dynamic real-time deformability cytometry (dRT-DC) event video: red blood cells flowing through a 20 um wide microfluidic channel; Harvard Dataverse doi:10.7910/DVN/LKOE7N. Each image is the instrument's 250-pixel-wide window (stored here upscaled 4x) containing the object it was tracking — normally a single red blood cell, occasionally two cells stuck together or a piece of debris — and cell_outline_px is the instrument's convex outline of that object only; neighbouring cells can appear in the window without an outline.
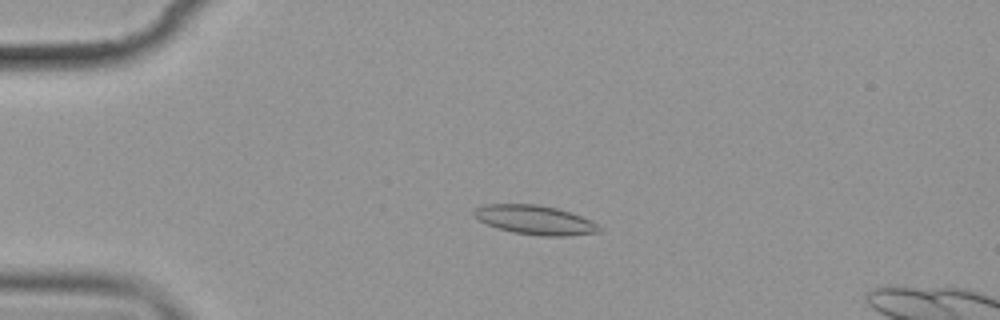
{"species": "common noctule bat (a hibernating species)", "species_latin": "Nyctalus noctula", "temperature_condition": "cold", "stored_images_in_passage": 13, "camera_frame_rate_fps": 3000, "um_per_image_px": 0.085, "animal": {"sex": "female", "body_mass_g": 19.9}, "frame": {"image": 1, "passage_image": 3, "time_ms": 2.333, "image_size_px": [1000, 320], "cell_outline_px": [[600, 232], [568, 236], [540, 236], [512, 232], [496, 228], [480, 220], [472, 212], [476, 208], [484, 204], [536, 204], [556, 208], [572, 212], [596, 224], [600, 228]], "centroid_in_image_um": [45.46, 18.7], "position_along_channel_um": 39.5, "area_um2": 21.15}}
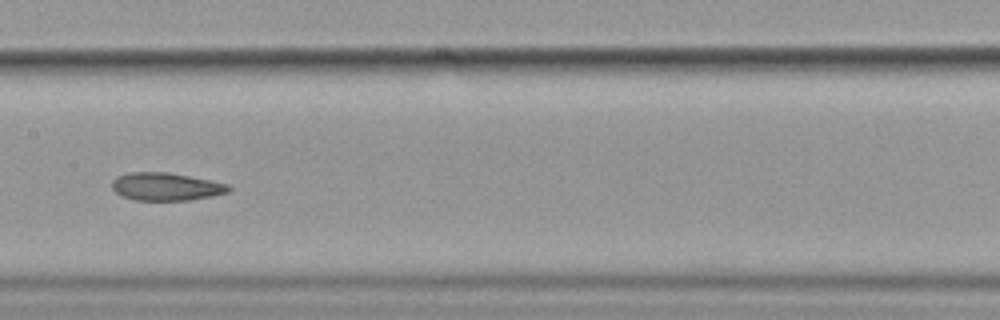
{"frame": {"image": 2, "passage_image": 7, "time_ms": 7.667, "image_size_px": [1000, 320], "cell_outline_px": [[232, 188], [228, 192], [212, 196], [188, 200], [136, 200], [120, 196], [112, 188], [112, 180], [116, 176], [128, 172], [168, 172], [228, 184]], "centroid_in_image_um": [14.07, 15.86], "position_along_channel_um": 193.3, "area_um2": 18.9}}
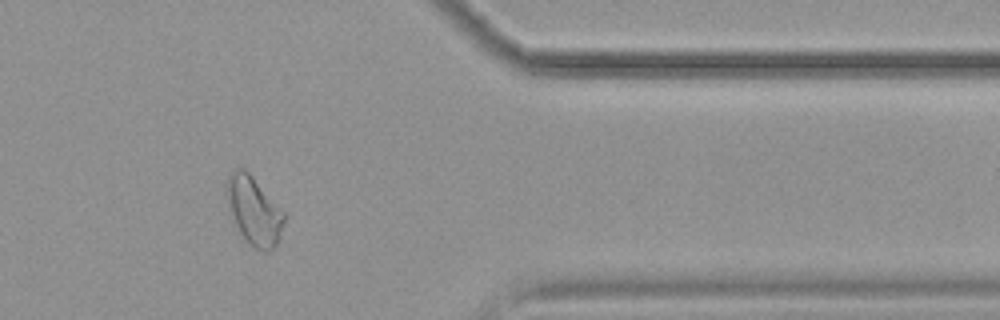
{"frame": {"image": 3, "passage_image": 12, "time_ms": 13.667, "image_size_px": [1000, 320], "cell_outline_px": [[284, 220], [280, 236], [276, 244], [268, 252], [256, 248], [248, 244], [240, 232], [236, 224], [228, 200], [228, 176], [232, 168], [244, 168], [252, 176], [284, 212]], "centroid_in_image_um": [21.61, 17.91], "position_along_channel_um": 389.8, "area_um2": 22.02}, "authors_computed_cell_mechanics": {"area_um2": 20.4612, "velocity_mm_per_s": 3.5478, "shape_relaxation_time_tau1_ms": null, "shape_relaxation_time_tau2_ms": 3.5744, "deformation_change_tau1": null, "deformation_change_tau2": 0.107}}